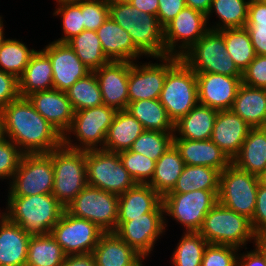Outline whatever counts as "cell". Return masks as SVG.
Masks as SVG:
<instances>
[{"mask_svg":"<svg viewBox=\"0 0 266 266\" xmlns=\"http://www.w3.org/2000/svg\"><path fill=\"white\" fill-rule=\"evenodd\" d=\"M5 135L24 154L50 153L63 144V136L33 107L18 97L3 109Z\"/></svg>","mask_w":266,"mask_h":266,"instance_id":"6da1fadb","label":"cell"},{"mask_svg":"<svg viewBox=\"0 0 266 266\" xmlns=\"http://www.w3.org/2000/svg\"><path fill=\"white\" fill-rule=\"evenodd\" d=\"M7 197L8 206L2 214L31 236L50 234L65 211L52 193Z\"/></svg>","mask_w":266,"mask_h":266,"instance_id":"7a4b0ae2","label":"cell"},{"mask_svg":"<svg viewBox=\"0 0 266 266\" xmlns=\"http://www.w3.org/2000/svg\"><path fill=\"white\" fill-rule=\"evenodd\" d=\"M109 16L130 34L143 55L154 59L168 56L157 16L142 12L129 2L109 3Z\"/></svg>","mask_w":266,"mask_h":266,"instance_id":"3957f363","label":"cell"},{"mask_svg":"<svg viewBox=\"0 0 266 266\" xmlns=\"http://www.w3.org/2000/svg\"><path fill=\"white\" fill-rule=\"evenodd\" d=\"M52 160V195L65 207L87 186L86 150L64 144L47 153Z\"/></svg>","mask_w":266,"mask_h":266,"instance_id":"277c9868","label":"cell"},{"mask_svg":"<svg viewBox=\"0 0 266 266\" xmlns=\"http://www.w3.org/2000/svg\"><path fill=\"white\" fill-rule=\"evenodd\" d=\"M198 232L209 244L230 245L239 249L255 238L251 220L219 202L207 213Z\"/></svg>","mask_w":266,"mask_h":266,"instance_id":"5b68a950","label":"cell"},{"mask_svg":"<svg viewBox=\"0 0 266 266\" xmlns=\"http://www.w3.org/2000/svg\"><path fill=\"white\" fill-rule=\"evenodd\" d=\"M159 101L173 123L199 103L196 73L182 59L167 72Z\"/></svg>","mask_w":266,"mask_h":266,"instance_id":"8992f818","label":"cell"},{"mask_svg":"<svg viewBox=\"0 0 266 266\" xmlns=\"http://www.w3.org/2000/svg\"><path fill=\"white\" fill-rule=\"evenodd\" d=\"M180 58L195 73L242 76V72L227 54L224 36L219 31L209 29Z\"/></svg>","mask_w":266,"mask_h":266,"instance_id":"52a82bcc","label":"cell"},{"mask_svg":"<svg viewBox=\"0 0 266 266\" xmlns=\"http://www.w3.org/2000/svg\"><path fill=\"white\" fill-rule=\"evenodd\" d=\"M116 112L115 108L105 104L75 111L72 125L63 136V144L78 150L103 149ZM72 133L80 143L73 144L70 139Z\"/></svg>","mask_w":266,"mask_h":266,"instance_id":"ba28073f","label":"cell"},{"mask_svg":"<svg viewBox=\"0 0 266 266\" xmlns=\"http://www.w3.org/2000/svg\"><path fill=\"white\" fill-rule=\"evenodd\" d=\"M86 170L87 185L117 195L125 193L136 184L116 152L86 150Z\"/></svg>","mask_w":266,"mask_h":266,"instance_id":"9c48e42d","label":"cell"},{"mask_svg":"<svg viewBox=\"0 0 266 266\" xmlns=\"http://www.w3.org/2000/svg\"><path fill=\"white\" fill-rule=\"evenodd\" d=\"M259 186L258 176L231 163L220 172L218 202L252 220Z\"/></svg>","mask_w":266,"mask_h":266,"instance_id":"30bf717a","label":"cell"},{"mask_svg":"<svg viewBox=\"0 0 266 266\" xmlns=\"http://www.w3.org/2000/svg\"><path fill=\"white\" fill-rule=\"evenodd\" d=\"M119 195L87 185L65 210L96 224L105 233L116 230Z\"/></svg>","mask_w":266,"mask_h":266,"instance_id":"8fae6325","label":"cell"},{"mask_svg":"<svg viewBox=\"0 0 266 266\" xmlns=\"http://www.w3.org/2000/svg\"><path fill=\"white\" fill-rule=\"evenodd\" d=\"M219 190L168 193L163 197L164 215L184 226L185 232H198L207 213L218 203Z\"/></svg>","mask_w":266,"mask_h":266,"instance_id":"7c38bea8","label":"cell"},{"mask_svg":"<svg viewBox=\"0 0 266 266\" xmlns=\"http://www.w3.org/2000/svg\"><path fill=\"white\" fill-rule=\"evenodd\" d=\"M53 182V164L47 153L23 154L10 180L8 196L51 194Z\"/></svg>","mask_w":266,"mask_h":266,"instance_id":"4fadbf2b","label":"cell"},{"mask_svg":"<svg viewBox=\"0 0 266 266\" xmlns=\"http://www.w3.org/2000/svg\"><path fill=\"white\" fill-rule=\"evenodd\" d=\"M104 233L93 222L65 210L50 234L66 255H77L92 253Z\"/></svg>","mask_w":266,"mask_h":266,"instance_id":"5bb4252c","label":"cell"},{"mask_svg":"<svg viewBox=\"0 0 266 266\" xmlns=\"http://www.w3.org/2000/svg\"><path fill=\"white\" fill-rule=\"evenodd\" d=\"M207 23L204 13L187 6L183 8L163 28L166 54L181 57L209 30Z\"/></svg>","mask_w":266,"mask_h":266,"instance_id":"9a60e30c","label":"cell"},{"mask_svg":"<svg viewBox=\"0 0 266 266\" xmlns=\"http://www.w3.org/2000/svg\"><path fill=\"white\" fill-rule=\"evenodd\" d=\"M162 63L142 65L129 62V103L144 99H159L167 72L181 59L177 56L157 58Z\"/></svg>","mask_w":266,"mask_h":266,"instance_id":"2e32d148","label":"cell"},{"mask_svg":"<svg viewBox=\"0 0 266 266\" xmlns=\"http://www.w3.org/2000/svg\"><path fill=\"white\" fill-rule=\"evenodd\" d=\"M165 213H145L123 224H116L114 233L143 258L149 257L167 225Z\"/></svg>","mask_w":266,"mask_h":266,"instance_id":"e0dca14e","label":"cell"},{"mask_svg":"<svg viewBox=\"0 0 266 266\" xmlns=\"http://www.w3.org/2000/svg\"><path fill=\"white\" fill-rule=\"evenodd\" d=\"M198 101L217 111L230 110L242 76H226L216 73H196Z\"/></svg>","mask_w":266,"mask_h":266,"instance_id":"ac0fdd59","label":"cell"},{"mask_svg":"<svg viewBox=\"0 0 266 266\" xmlns=\"http://www.w3.org/2000/svg\"><path fill=\"white\" fill-rule=\"evenodd\" d=\"M51 60L53 71V88L68 90L78 79L91 73L68 43L50 42L42 49Z\"/></svg>","mask_w":266,"mask_h":266,"instance_id":"d6986e66","label":"cell"},{"mask_svg":"<svg viewBox=\"0 0 266 266\" xmlns=\"http://www.w3.org/2000/svg\"><path fill=\"white\" fill-rule=\"evenodd\" d=\"M93 72L99 83L103 103L116 110H126L129 103V62L109 61Z\"/></svg>","mask_w":266,"mask_h":266,"instance_id":"ffe728a7","label":"cell"},{"mask_svg":"<svg viewBox=\"0 0 266 266\" xmlns=\"http://www.w3.org/2000/svg\"><path fill=\"white\" fill-rule=\"evenodd\" d=\"M34 109L62 136L72 125L74 109L64 91L49 89L27 96Z\"/></svg>","mask_w":266,"mask_h":266,"instance_id":"44dd1931","label":"cell"},{"mask_svg":"<svg viewBox=\"0 0 266 266\" xmlns=\"http://www.w3.org/2000/svg\"><path fill=\"white\" fill-rule=\"evenodd\" d=\"M145 213H164L163 198L150 185L136 183L119 195L117 224Z\"/></svg>","mask_w":266,"mask_h":266,"instance_id":"7402d4cb","label":"cell"},{"mask_svg":"<svg viewBox=\"0 0 266 266\" xmlns=\"http://www.w3.org/2000/svg\"><path fill=\"white\" fill-rule=\"evenodd\" d=\"M251 127L231 110L218 111L211 140L232 161L240 152Z\"/></svg>","mask_w":266,"mask_h":266,"instance_id":"603a6c76","label":"cell"},{"mask_svg":"<svg viewBox=\"0 0 266 266\" xmlns=\"http://www.w3.org/2000/svg\"><path fill=\"white\" fill-rule=\"evenodd\" d=\"M173 145L186 165L207 166L222 172L232 163L211 139H173Z\"/></svg>","mask_w":266,"mask_h":266,"instance_id":"cb8c5ba5","label":"cell"},{"mask_svg":"<svg viewBox=\"0 0 266 266\" xmlns=\"http://www.w3.org/2000/svg\"><path fill=\"white\" fill-rule=\"evenodd\" d=\"M102 50L110 61L133 62L143 54L134 46L130 34L110 16L97 29Z\"/></svg>","mask_w":266,"mask_h":266,"instance_id":"d4e9b609","label":"cell"},{"mask_svg":"<svg viewBox=\"0 0 266 266\" xmlns=\"http://www.w3.org/2000/svg\"><path fill=\"white\" fill-rule=\"evenodd\" d=\"M30 237L0 213V266H26Z\"/></svg>","mask_w":266,"mask_h":266,"instance_id":"484cf974","label":"cell"},{"mask_svg":"<svg viewBox=\"0 0 266 266\" xmlns=\"http://www.w3.org/2000/svg\"><path fill=\"white\" fill-rule=\"evenodd\" d=\"M217 113L216 109L198 103L174 123L173 139L209 140Z\"/></svg>","mask_w":266,"mask_h":266,"instance_id":"4316f807","label":"cell"},{"mask_svg":"<svg viewBox=\"0 0 266 266\" xmlns=\"http://www.w3.org/2000/svg\"><path fill=\"white\" fill-rule=\"evenodd\" d=\"M92 254L97 266H135L146 259L114 232L104 233Z\"/></svg>","mask_w":266,"mask_h":266,"instance_id":"83f0119b","label":"cell"},{"mask_svg":"<svg viewBox=\"0 0 266 266\" xmlns=\"http://www.w3.org/2000/svg\"><path fill=\"white\" fill-rule=\"evenodd\" d=\"M53 89V71L49 56L38 50L31 56L23 74L18 78L20 97H27L38 91Z\"/></svg>","mask_w":266,"mask_h":266,"instance_id":"f1b7e54d","label":"cell"},{"mask_svg":"<svg viewBox=\"0 0 266 266\" xmlns=\"http://www.w3.org/2000/svg\"><path fill=\"white\" fill-rule=\"evenodd\" d=\"M230 110L251 128L263 127L266 124V89L242 83Z\"/></svg>","mask_w":266,"mask_h":266,"instance_id":"f546056e","label":"cell"},{"mask_svg":"<svg viewBox=\"0 0 266 266\" xmlns=\"http://www.w3.org/2000/svg\"><path fill=\"white\" fill-rule=\"evenodd\" d=\"M142 124L126 110H117L106 135L103 150L121 152L129 150L144 132Z\"/></svg>","mask_w":266,"mask_h":266,"instance_id":"4dcf8cb0","label":"cell"},{"mask_svg":"<svg viewBox=\"0 0 266 266\" xmlns=\"http://www.w3.org/2000/svg\"><path fill=\"white\" fill-rule=\"evenodd\" d=\"M232 163L256 176L266 169V132L262 127L250 129Z\"/></svg>","mask_w":266,"mask_h":266,"instance_id":"1f68e13d","label":"cell"},{"mask_svg":"<svg viewBox=\"0 0 266 266\" xmlns=\"http://www.w3.org/2000/svg\"><path fill=\"white\" fill-rule=\"evenodd\" d=\"M185 166L178 150L172 145L157 161L152 179L147 183L162 198L171 192Z\"/></svg>","mask_w":266,"mask_h":266,"instance_id":"d6a6232c","label":"cell"},{"mask_svg":"<svg viewBox=\"0 0 266 266\" xmlns=\"http://www.w3.org/2000/svg\"><path fill=\"white\" fill-rule=\"evenodd\" d=\"M126 111L142 124L144 130L174 132V123L159 99L130 102Z\"/></svg>","mask_w":266,"mask_h":266,"instance_id":"836d02e7","label":"cell"},{"mask_svg":"<svg viewBox=\"0 0 266 266\" xmlns=\"http://www.w3.org/2000/svg\"><path fill=\"white\" fill-rule=\"evenodd\" d=\"M66 254L51 234L30 237L26 266H62Z\"/></svg>","mask_w":266,"mask_h":266,"instance_id":"e575fe53","label":"cell"},{"mask_svg":"<svg viewBox=\"0 0 266 266\" xmlns=\"http://www.w3.org/2000/svg\"><path fill=\"white\" fill-rule=\"evenodd\" d=\"M250 0H212L210 9L206 15L207 21L215 12L219 18L216 25L210 26V30L220 31L229 28H243L248 18ZM221 21V22H220Z\"/></svg>","mask_w":266,"mask_h":266,"instance_id":"d590c367","label":"cell"},{"mask_svg":"<svg viewBox=\"0 0 266 266\" xmlns=\"http://www.w3.org/2000/svg\"><path fill=\"white\" fill-rule=\"evenodd\" d=\"M220 171L207 166H184L176 185L169 193H188L196 190H219Z\"/></svg>","mask_w":266,"mask_h":266,"instance_id":"8d00e7d4","label":"cell"},{"mask_svg":"<svg viewBox=\"0 0 266 266\" xmlns=\"http://www.w3.org/2000/svg\"><path fill=\"white\" fill-rule=\"evenodd\" d=\"M67 43L91 72L110 61L102 50V44L96 31L84 30Z\"/></svg>","mask_w":266,"mask_h":266,"instance_id":"74e56055","label":"cell"},{"mask_svg":"<svg viewBox=\"0 0 266 266\" xmlns=\"http://www.w3.org/2000/svg\"><path fill=\"white\" fill-rule=\"evenodd\" d=\"M219 32L224 36L227 54L243 72L256 57L248 30L243 27L222 29Z\"/></svg>","mask_w":266,"mask_h":266,"instance_id":"f35d334b","label":"cell"},{"mask_svg":"<svg viewBox=\"0 0 266 266\" xmlns=\"http://www.w3.org/2000/svg\"><path fill=\"white\" fill-rule=\"evenodd\" d=\"M65 93L74 111L104 104L99 83L94 72L89 73L82 79H78Z\"/></svg>","mask_w":266,"mask_h":266,"instance_id":"ab89813d","label":"cell"},{"mask_svg":"<svg viewBox=\"0 0 266 266\" xmlns=\"http://www.w3.org/2000/svg\"><path fill=\"white\" fill-rule=\"evenodd\" d=\"M36 50L28 48L17 39H5L0 47V70L14 75L17 79Z\"/></svg>","mask_w":266,"mask_h":266,"instance_id":"60d3db41","label":"cell"},{"mask_svg":"<svg viewBox=\"0 0 266 266\" xmlns=\"http://www.w3.org/2000/svg\"><path fill=\"white\" fill-rule=\"evenodd\" d=\"M180 242L172 253L173 266H201L208 242L199 232H183Z\"/></svg>","mask_w":266,"mask_h":266,"instance_id":"b9f144b4","label":"cell"},{"mask_svg":"<svg viewBox=\"0 0 266 266\" xmlns=\"http://www.w3.org/2000/svg\"><path fill=\"white\" fill-rule=\"evenodd\" d=\"M174 132L145 130L131 145L129 151L157 161L172 145Z\"/></svg>","mask_w":266,"mask_h":266,"instance_id":"7bdbcfd3","label":"cell"},{"mask_svg":"<svg viewBox=\"0 0 266 266\" xmlns=\"http://www.w3.org/2000/svg\"><path fill=\"white\" fill-rule=\"evenodd\" d=\"M58 8L53 15L61 16L63 37L55 40L67 43L74 36L85 30L83 24V13L81 12V0L58 2Z\"/></svg>","mask_w":266,"mask_h":266,"instance_id":"ee69618b","label":"cell"},{"mask_svg":"<svg viewBox=\"0 0 266 266\" xmlns=\"http://www.w3.org/2000/svg\"><path fill=\"white\" fill-rule=\"evenodd\" d=\"M124 168L138 184H147L153 176L156 161L139 153L124 150L118 152Z\"/></svg>","mask_w":266,"mask_h":266,"instance_id":"f6af8a7d","label":"cell"},{"mask_svg":"<svg viewBox=\"0 0 266 266\" xmlns=\"http://www.w3.org/2000/svg\"><path fill=\"white\" fill-rule=\"evenodd\" d=\"M239 248L230 245L209 244L206 246L201 266H238Z\"/></svg>","mask_w":266,"mask_h":266,"instance_id":"bcb514c9","label":"cell"},{"mask_svg":"<svg viewBox=\"0 0 266 266\" xmlns=\"http://www.w3.org/2000/svg\"><path fill=\"white\" fill-rule=\"evenodd\" d=\"M85 30L97 31L109 16L107 0H81Z\"/></svg>","mask_w":266,"mask_h":266,"instance_id":"7dc6e473","label":"cell"},{"mask_svg":"<svg viewBox=\"0 0 266 266\" xmlns=\"http://www.w3.org/2000/svg\"><path fill=\"white\" fill-rule=\"evenodd\" d=\"M23 152L7 137L0 140V179L13 178Z\"/></svg>","mask_w":266,"mask_h":266,"instance_id":"c3c4849f","label":"cell"},{"mask_svg":"<svg viewBox=\"0 0 266 266\" xmlns=\"http://www.w3.org/2000/svg\"><path fill=\"white\" fill-rule=\"evenodd\" d=\"M242 83L250 87L266 89V55H256L242 72Z\"/></svg>","mask_w":266,"mask_h":266,"instance_id":"681fc988","label":"cell"},{"mask_svg":"<svg viewBox=\"0 0 266 266\" xmlns=\"http://www.w3.org/2000/svg\"><path fill=\"white\" fill-rule=\"evenodd\" d=\"M18 97V79L0 70V109Z\"/></svg>","mask_w":266,"mask_h":266,"instance_id":"f907efd6","label":"cell"},{"mask_svg":"<svg viewBox=\"0 0 266 266\" xmlns=\"http://www.w3.org/2000/svg\"><path fill=\"white\" fill-rule=\"evenodd\" d=\"M251 225L255 234L266 231V187L260 184L258 186L255 212Z\"/></svg>","mask_w":266,"mask_h":266,"instance_id":"816d5d0a","label":"cell"},{"mask_svg":"<svg viewBox=\"0 0 266 266\" xmlns=\"http://www.w3.org/2000/svg\"><path fill=\"white\" fill-rule=\"evenodd\" d=\"M158 3L157 18L163 28L186 7L185 0H158Z\"/></svg>","mask_w":266,"mask_h":266,"instance_id":"f5cc1de1","label":"cell"},{"mask_svg":"<svg viewBox=\"0 0 266 266\" xmlns=\"http://www.w3.org/2000/svg\"><path fill=\"white\" fill-rule=\"evenodd\" d=\"M245 27L266 28V0H250Z\"/></svg>","mask_w":266,"mask_h":266,"instance_id":"db71d44e","label":"cell"},{"mask_svg":"<svg viewBox=\"0 0 266 266\" xmlns=\"http://www.w3.org/2000/svg\"><path fill=\"white\" fill-rule=\"evenodd\" d=\"M250 35L256 55H266V28L245 27Z\"/></svg>","mask_w":266,"mask_h":266,"instance_id":"11a10c76","label":"cell"},{"mask_svg":"<svg viewBox=\"0 0 266 266\" xmlns=\"http://www.w3.org/2000/svg\"><path fill=\"white\" fill-rule=\"evenodd\" d=\"M240 255V256H239ZM238 266H266L263 255L255 248L247 253L238 254Z\"/></svg>","mask_w":266,"mask_h":266,"instance_id":"9f6ffc18","label":"cell"},{"mask_svg":"<svg viewBox=\"0 0 266 266\" xmlns=\"http://www.w3.org/2000/svg\"><path fill=\"white\" fill-rule=\"evenodd\" d=\"M62 266H97L92 253L66 255Z\"/></svg>","mask_w":266,"mask_h":266,"instance_id":"6f0895ef","label":"cell"},{"mask_svg":"<svg viewBox=\"0 0 266 266\" xmlns=\"http://www.w3.org/2000/svg\"><path fill=\"white\" fill-rule=\"evenodd\" d=\"M129 3L142 12L157 16L159 7L158 0H130Z\"/></svg>","mask_w":266,"mask_h":266,"instance_id":"680465c9","label":"cell"},{"mask_svg":"<svg viewBox=\"0 0 266 266\" xmlns=\"http://www.w3.org/2000/svg\"><path fill=\"white\" fill-rule=\"evenodd\" d=\"M212 0H185L186 6L207 15Z\"/></svg>","mask_w":266,"mask_h":266,"instance_id":"91938a15","label":"cell"},{"mask_svg":"<svg viewBox=\"0 0 266 266\" xmlns=\"http://www.w3.org/2000/svg\"><path fill=\"white\" fill-rule=\"evenodd\" d=\"M255 247L263 255L266 260V231L255 234L254 238Z\"/></svg>","mask_w":266,"mask_h":266,"instance_id":"94428289","label":"cell"},{"mask_svg":"<svg viewBox=\"0 0 266 266\" xmlns=\"http://www.w3.org/2000/svg\"><path fill=\"white\" fill-rule=\"evenodd\" d=\"M6 138L4 130V114L2 109H0V140Z\"/></svg>","mask_w":266,"mask_h":266,"instance_id":"6125c7cd","label":"cell"},{"mask_svg":"<svg viewBox=\"0 0 266 266\" xmlns=\"http://www.w3.org/2000/svg\"><path fill=\"white\" fill-rule=\"evenodd\" d=\"M4 35L5 34H4L3 20H2V17L0 16V47L3 41L6 39Z\"/></svg>","mask_w":266,"mask_h":266,"instance_id":"be15d7a7","label":"cell"},{"mask_svg":"<svg viewBox=\"0 0 266 266\" xmlns=\"http://www.w3.org/2000/svg\"><path fill=\"white\" fill-rule=\"evenodd\" d=\"M259 184L266 187V169L258 176Z\"/></svg>","mask_w":266,"mask_h":266,"instance_id":"e7e4bbea","label":"cell"},{"mask_svg":"<svg viewBox=\"0 0 266 266\" xmlns=\"http://www.w3.org/2000/svg\"><path fill=\"white\" fill-rule=\"evenodd\" d=\"M109 3H122L129 2L130 0H107Z\"/></svg>","mask_w":266,"mask_h":266,"instance_id":"03108f58","label":"cell"},{"mask_svg":"<svg viewBox=\"0 0 266 266\" xmlns=\"http://www.w3.org/2000/svg\"><path fill=\"white\" fill-rule=\"evenodd\" d=\"M142 262H144V261L141 259L135 266H143Z\"/></svg>","mask_w":266,"mask_h":266,"instance_id":"003e7915","label":"cell"},{"mask_svg":"<svg viewBox=\"0 0 266 266\" xmlns=\"http://www.w3.org/2000/svg\"><path fill=\"white\" fill-rule=\"evenodd\" d=\"M62 1H77V0H56L57 3Z\"/></svg>","mask_w":266,"mask_h":266,"instance_id":"a7ac6f4b","label":"cell"},{"mask_svg":"<svg viewBox=\"0 0 266 266\" xmlns=\"http://www.w3.org/2000/svg\"><path fill=\"white\" fill-rule=\"evenodd\" d=\"M264 129V131L266 132V124L262 127Z\"/></svg>","mask_w":266,"mask_h":266,"instance_id":"89a4df30","label":"cell"}]
</instances>
